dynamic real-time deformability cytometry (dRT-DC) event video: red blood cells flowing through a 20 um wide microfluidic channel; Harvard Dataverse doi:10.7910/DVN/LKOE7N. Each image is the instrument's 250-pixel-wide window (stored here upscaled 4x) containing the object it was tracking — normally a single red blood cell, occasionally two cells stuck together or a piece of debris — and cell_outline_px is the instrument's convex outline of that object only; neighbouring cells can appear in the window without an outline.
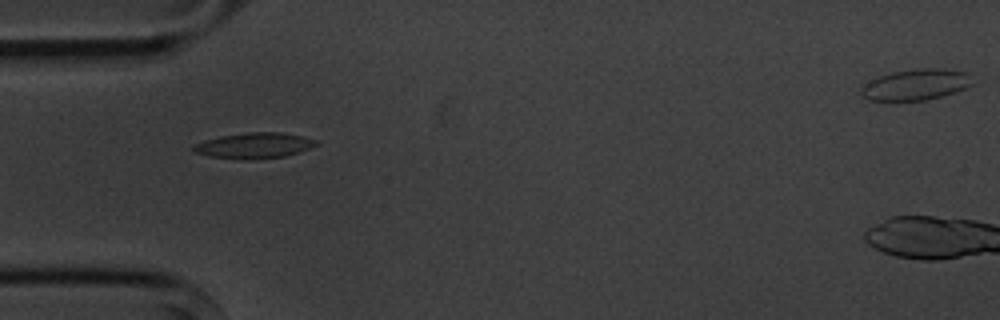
{"species": "common noctule bat (a hibernating species)", "species_latin": "Nyctalus noctula", "temperature_condition": "cold", "stored_images_in_passage": 2, "camera_frame_rate_fps": 3000, "um_per_image_px": 0.085, "animal": {"sex": "male", "body_mass_g": 20.1, "forearm_length_mm": 53.5}, "frame": {"image": 1, "passage_image": 1, "time_ms": 0.0, "image_size_px": [1000, 320], "cell_outline_px": [[320, 144], [300, 152], [284, 156], [252, 160], [240, 160], [208, 156], [192, 152], [192, 144], [204, 140], [220, 136], [248, 132], [280, 132], [300, 136], [316, 140]], "centroid_in_image_um": [21.55, 12.38], "position_along_channel_um": 63.4, "area_um2": 18.61}}
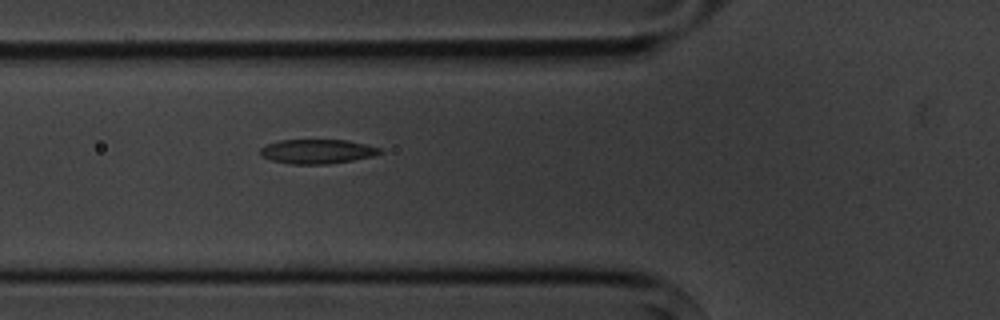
{"frame": {"image": 2, "passage_image": 2, "time_ms": 1.0, "image_size_px": [1000, 320], "cell_outline_px": [[384, 152], [372, 156], [352, 160], [328, 164], [292, 164], [272, 160], [260, 156], [260, 148], [268, 144], [280, 140], [348, 140], [380, 148]], "centroid_in_image_um": [26.96, 12.87], "position_along_channel_um": 98.8, "area_um2": 16.88}}